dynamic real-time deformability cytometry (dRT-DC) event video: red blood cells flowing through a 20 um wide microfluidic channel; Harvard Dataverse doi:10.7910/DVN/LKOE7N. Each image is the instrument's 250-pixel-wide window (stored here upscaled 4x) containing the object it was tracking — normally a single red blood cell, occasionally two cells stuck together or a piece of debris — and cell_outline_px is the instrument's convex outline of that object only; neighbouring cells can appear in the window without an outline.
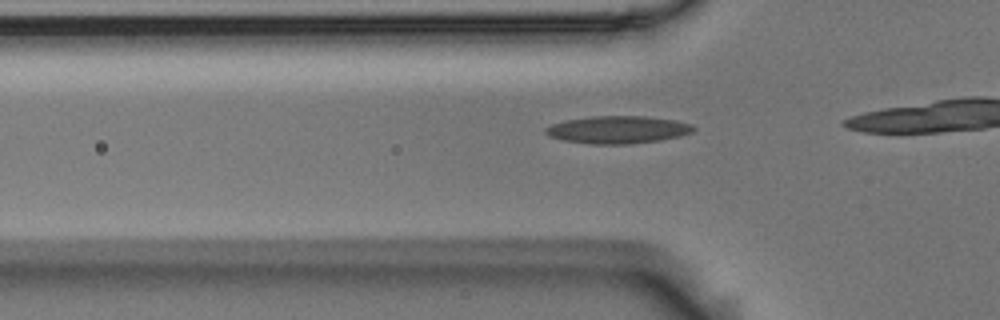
{"species": "Egyptian fruit bat (a non-hibernating species)", "species_latin": "Rousettus aegyptiacus", "temperature_condition": "room temperature", "stored_images_in_passage": 21, "camera_frame_rate_fps": 3000, "um_per_image_px": 0.085, "animal": {"sex": "male"}, "frame": {"image": 1, "passage_image": 3, "time_ms": 0.667, "image_size_px": [1000, 320], "cell_outline_px": [[696, 128], [692, 132], [680, 136], [660, 140], [628, 144], [592, 144], [564, 140], [552, 136], [544, 132], [544, 128], [552, 124], [568, 120], [592, 116], [644, 116], [676, 120], [692, 124]], "centroid_in_image_um": [52.55, 11.02], "position_along_channel_um": 73.2, "area_um2": 23.58}}
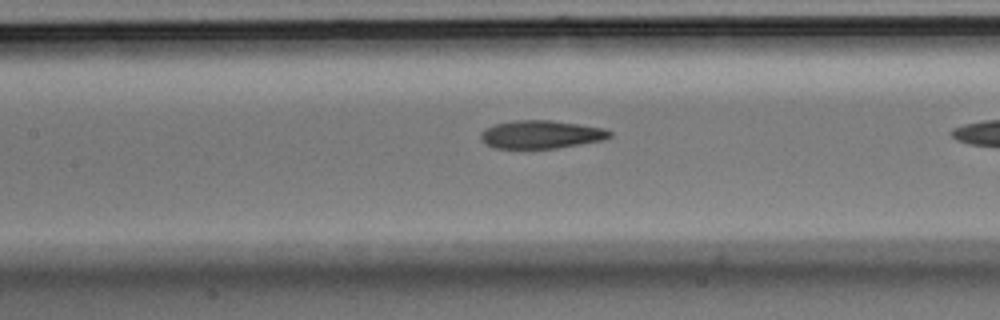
{"frame": {"image": 2, "passage_image": 10, "time_ms": 3.0, "image_size_px": [1000, 320], "cell_outline_px": [[612, 136], [604, 140], [556, 148], [496, 148], [484, 144], [480, 136], [480, 132], [484, 128], [496, 124], [516, 120], [548, 120], [604, 128], [612, 132]], "centroid_in_image_um": [45.97, 11.43], "position_along_channel_um": 161.4, "area_um2": 21.04}}
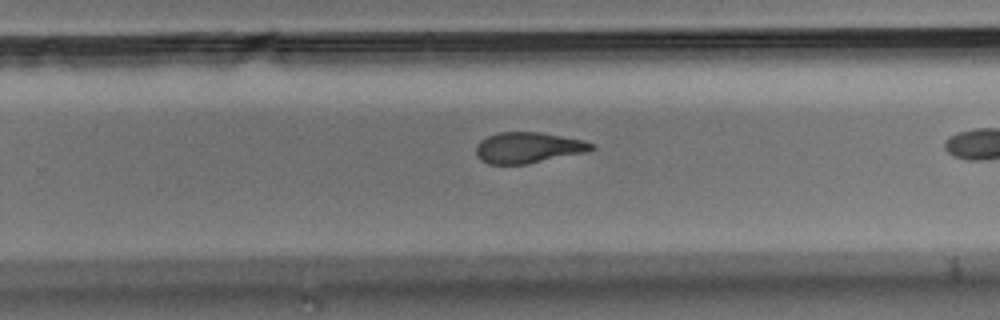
{"frame": {"image": 3, "passage_image": 20, "time_ms": 6.333, "image_size_px": [1000, 320], "cell_outline_px": [[596, 148], [584, 152], [528, 164], [488, 164], [480, 160], [476, 156], [476, 144], [480, 140], [488, 136], [500, 132], [540, 132], [584, 140], [596, 144]], "centroid_in_image_um": [44.88, 12.55], "position_along_channel_um": 284.9, "area_um2": 20.87}}